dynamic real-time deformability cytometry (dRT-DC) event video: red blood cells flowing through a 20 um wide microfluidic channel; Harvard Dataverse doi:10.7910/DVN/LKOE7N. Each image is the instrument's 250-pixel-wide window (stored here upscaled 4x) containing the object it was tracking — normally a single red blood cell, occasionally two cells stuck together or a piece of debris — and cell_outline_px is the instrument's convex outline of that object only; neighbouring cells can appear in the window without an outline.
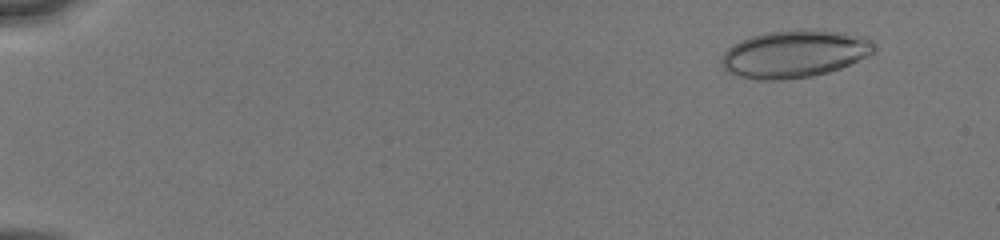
{"species": "human", "species_latin": "Homo sapiens", "temperature_condition": "cold", "stored_images_in_passage": 17, "camera_frame_rate_fps": 3000, "um_per_image_px": 0.085, "donor": {"sex": "male"}, "frame": {"image": 1, "passage_image": 2, "time_ms": 1.333, "image_size_px": [1000, 240], "cell_outline_px": [[876, 52], [868, 56], [840, 68], [828, 72], [812, 76], [784, 80], [756, 80], [740, 76], [728, 72], [720, 64], [720, 56], [732, 44], [740, 40], [752, 36], [768, 32], [800, 28], [812, 28], [844, 32], [864, 36], [876, 48]], "centroid_in_image_um": [67.52, 4.56], "position_along_channel_um": 17.5, "area_um2": 42.77}}
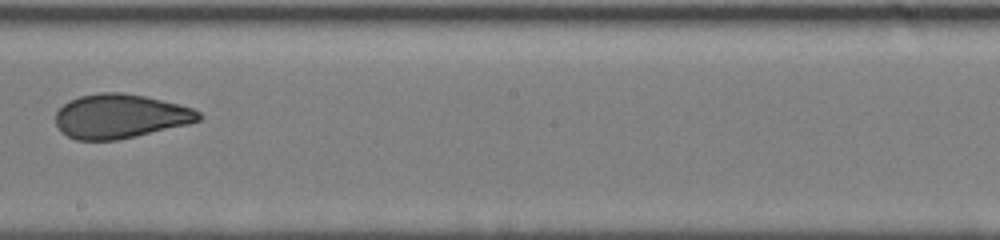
{"frame": {"image": 2, "passage_image": 11, "time_ms": 10.333, "image_size_px": [1000, 240], "cell_outline_px": [[204, 116], [200, 120], [188, 124], [136, 136], [116, 140], [76, 140], [60, 132], [56, 124], [56, 112], [68, 100], [80, 96], [100, 92], [124, 92], [144, 96], [180, 104], [192, 108], [200, 112]], "centroid_in_image_um": [10.22, 9.87], "position_along_channel_um": 238.0, "area_um2": 36.99}}
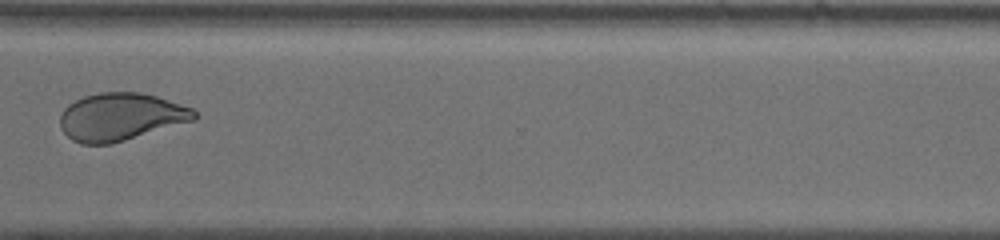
{"frame": {"image": 3, "passage_image": 14, "time_ms": 13.333, "image_size_px": [1000, 240], "cell_outline_px": [[200, 116], [196, 120], [112, 144], [80, 144], [72, 140], [60, 128], [60, 116], [64, 108], [68, 104], [84, 96], [100, 92], [140, 92], [156, 96], [192, 108]], "centroid_in_image_um": [10.27, 9.94], "position_along_channel_um": 360.3, "area_um2": 37.45}, "authors_computed_cell_mechanics": {"area_um2": 39.4196, "velocity_mm_per_s": 4.0761, "shape_relaxation_time_tau1_ms": 9.6375, "shape_relaxation_time_tau2_ms": 0.751, "deformation_change_tau1": 0.1925, "deformation_change_tau2": 0.0331}}